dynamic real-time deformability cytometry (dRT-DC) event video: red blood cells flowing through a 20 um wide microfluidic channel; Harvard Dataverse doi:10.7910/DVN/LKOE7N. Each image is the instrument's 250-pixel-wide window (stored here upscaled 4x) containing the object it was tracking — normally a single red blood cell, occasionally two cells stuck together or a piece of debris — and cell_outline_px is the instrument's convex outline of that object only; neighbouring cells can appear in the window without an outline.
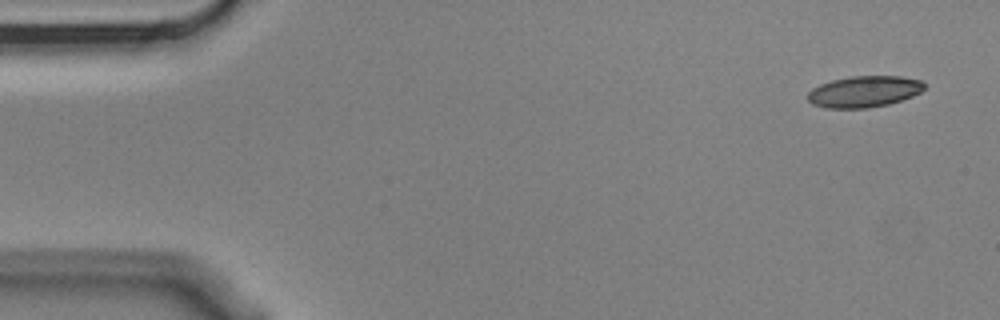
{"species": "Egyptian fruit bat (a non-hibernating species)", "species_latin": "Rousettus aegyptiacus", "temperature_condition": "cold", "stored_images_in_passage": 4, "camera_frame_rate_fps": 3000, "um_per_image_px": 0.085, "animal": {"sex": "male"}, "frame": {"image": 1, "passage_image": 1, "time_ms": 0.0, "image_size_px": [1000, 320], "cell_outline_px": [[924, 88], [920, 92], [912, 96], [888, 104], [868, 108], [828, 108], [812, 104], [808, 100], [808, 92], [812, 88], [820, 84], [832, 80], [852, 76], [900, 76], [920, 80], [924, 84]], "centroid_in_image_um": [73.43, 7.78], "position_along_channel_um": 11.6, "area_um2": 21.15}}